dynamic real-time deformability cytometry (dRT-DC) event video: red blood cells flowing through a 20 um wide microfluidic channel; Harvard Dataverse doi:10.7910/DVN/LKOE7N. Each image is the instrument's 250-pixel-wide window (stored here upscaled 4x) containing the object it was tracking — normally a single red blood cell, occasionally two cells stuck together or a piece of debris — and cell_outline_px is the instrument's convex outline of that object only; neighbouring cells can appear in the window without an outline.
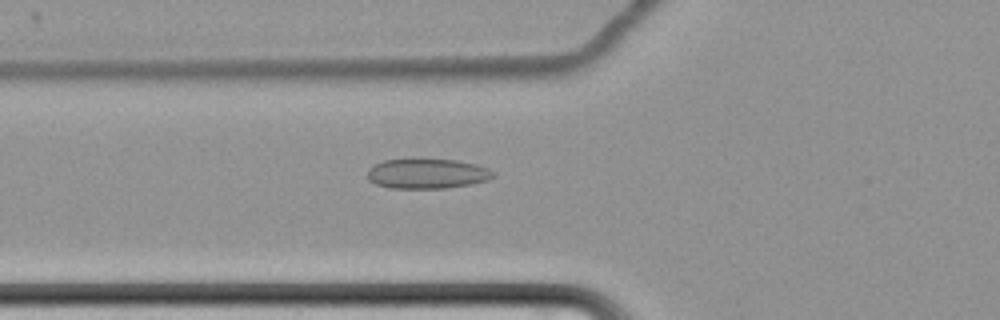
{"species": "common noctule bat (a hibernating species)", "species_latin": "Nyctalus noctula", "temperature_condition": "cold", "stored_images_in_passage": 63, "camera_frame_rate_fps": 3000, "um_per_image_px": 0.085, "animal": {"sex": "female", "body_mass_g": 22.7, "forearm_length_mm": 54.2}, "frame": {"image": 1, "passage_image": 26, "time_ms": 8.333, "image_size_px": [1000, 320], "cell_outline_px": [[496, 176], [488, 180], [472, 184], [444, 188], [388, 188], [376, 184], [368, 180], [368, 168], [384, 160], [456, 160], [476, 164], [488, 168], [496, 172]], "centroid_in_image_um": [36.35, 14.77], "position_along_channel_um": 89.5, "area_um2": 21.85}}
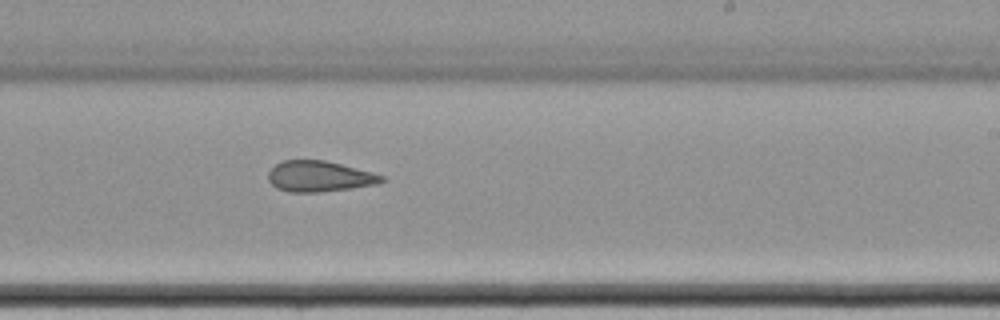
{"frame": {"image": 2, "passage_image": 41, "time_ms": 13.333, "image_size_px": [1000, 320], "cell_outline_px": [[388, 180], [380, 184], [352, 188], [320, 192], [288, 192], [276, 188], [268, 180], [268, 172], [276, 164], [284, 160], [324, 160], [372, 172], [384, 176]], "centroid_in_image_um": [27.17, 15.0], "position_along_channel_um": 261.8, "area_um2": 20.46}}
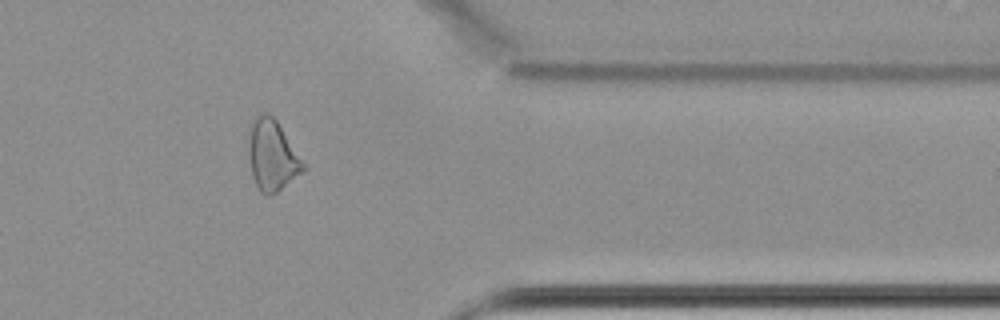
{"frame": {"image": 3, "passage_image": 53, "time_ms": 17.333, "image_size_px": [1000, 320], "cell_outline_px": [[304, 172], [276, 192], [268, 196], [264, 196], [260, 192], [256, 184], [252, 172], [252, 120], [260, 112], [268, 112], [276, 120], [304, 164]], "centroid_in_image_um": [23.18, 13.24], "position_along_channel_um": 388.2, "area_um2": 21.27}, "authors_computed_cell_mechanics": {"area_um2": 22.9466, "velocity_mm_per_s": 3.4504, "shape_relaxation_time_tau1_ms": null, "shape_relaxation_time_tau2_ms": 2.4211, "deformation_change_tau1": null, "deformation_change_tau2": 0.1003}}